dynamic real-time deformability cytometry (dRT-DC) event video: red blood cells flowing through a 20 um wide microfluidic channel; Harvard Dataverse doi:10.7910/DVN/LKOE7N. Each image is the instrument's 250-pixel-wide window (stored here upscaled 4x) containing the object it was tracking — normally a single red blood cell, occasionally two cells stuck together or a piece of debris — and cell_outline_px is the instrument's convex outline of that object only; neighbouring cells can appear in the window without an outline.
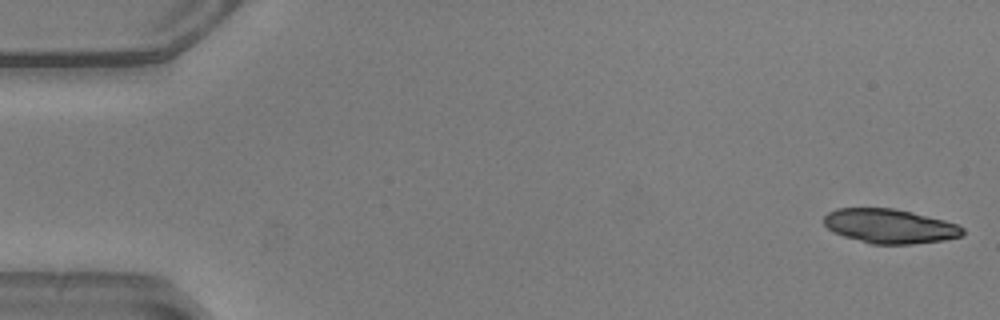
{"species": "common noctule bat (a hibernating species)", "species_latin": "Nyctalus noctula", "temperature_condition": "warm", "stored_images_in_passage": 51, "camera_frame_rate_fps": 3000, "um_per_image_px": 0.085, "animal": {"sex": "male", "body_mass_g": 20.5, "forearm_length_mm": 52.5}, "frame": {"image": 1, "passage_image": 1, "time_ms": 0.0, "image_size_px": [1000, 320], "cell_outline_px": [[964, 232], [960, 236], [944, 240], [912, 244], [872, 244], [844, 236], [832, 232], [824, 224], [824, 216], [828, 212], [836, 208], [896, 208], [944, 220], [956, 224], [964, 228]], "centroid_in_image_um": [75.61, 19.22], "position_along_channel_um": 9.4, "area_um2": 27.74}}
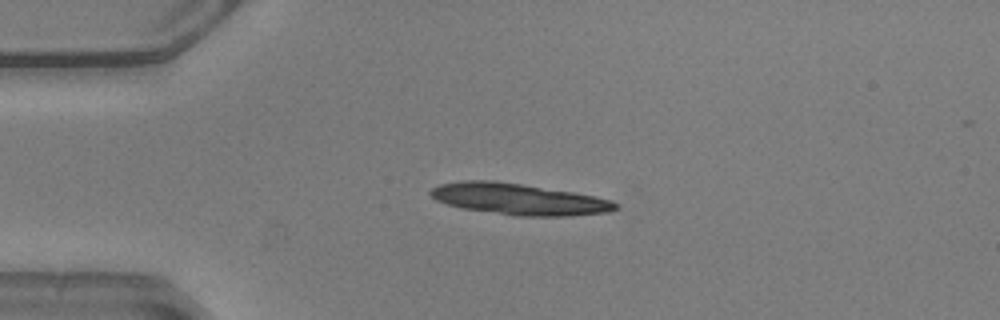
{"frame": {"image": 2, "passage_image": 12, "time_ms": 3.667, "image_size_px": [1000, 320], "cell_outline_px": [[620, 204], [616, 208], [608, 212], [572, 216], [520, 216], [460, 208], [436, 200], [428, 192], [432, 188], [440, 184], [460, 180], [496, 180], [572, 192], [596, 196], [612, 200]], "centroid_in_image_um": [44.09, 16.92], "position_along_channel_um": 40.9, "area_um2": 33.81}, "authors_computed_cell_mechanics": {"area_um2": 18.9584, "velocity_mm_per_s": 3.9258, "shape_relaxation_time_tau1_ms": 5.9345, "shape_relaxation_time_tau2_ms": 6.0044, "deformation_change_tau1": 0.1843, "deformation_change_tau2": 0.1425}}